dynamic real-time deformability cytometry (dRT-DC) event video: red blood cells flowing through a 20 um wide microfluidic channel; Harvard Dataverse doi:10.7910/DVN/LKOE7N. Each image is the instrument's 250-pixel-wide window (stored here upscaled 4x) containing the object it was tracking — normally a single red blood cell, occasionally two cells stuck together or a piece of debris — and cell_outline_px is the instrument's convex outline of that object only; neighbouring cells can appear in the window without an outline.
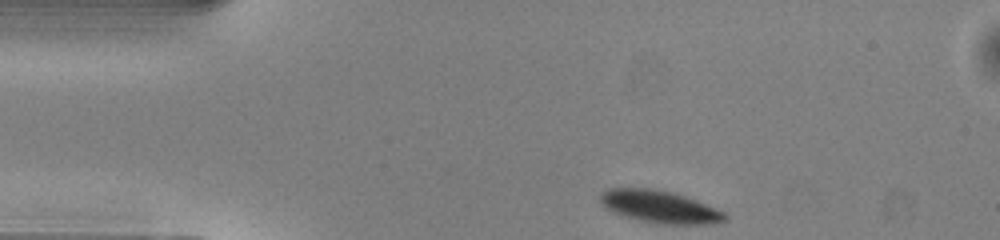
{"species": "common noctule bat (a hibernating species)", "species_latin": "Nyctalus noctula", "temperature_condition": "warm", "stored_images_in_passage": 43, "camera_frame_rate_fps": 3000, "um_per_image_px": 0.085, "animal": {"sex": "male", "body_mass_g": 13.0, "forearm_length_mm": 53.1}, "frame": {"image": 1, "passage_image": 1, "time_ms": 0.0, "image_size_px": [1000, 240], "cell_outline_px": [[728, 216], [724, 220], [708, 224], [664, 224], [640, 220], [624, 216], [612, 212], [600, 200], [600, 196], [608, 188], [648, 188], [672, 192], [696, 200], [724, 212]], "centroid_in_image_um": [56.07, 17.57], "position_along_channel_um": 28.9, "area_um2": 23.06}}
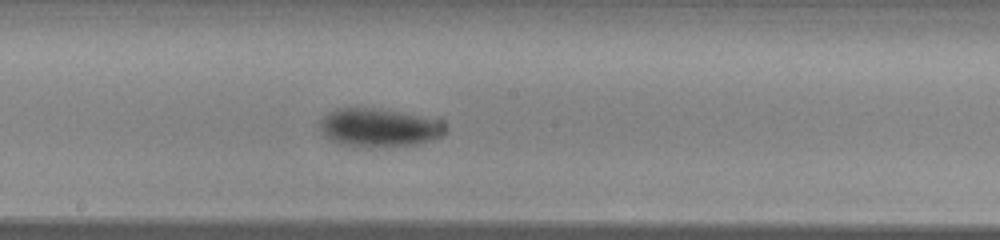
{"frame": {"image": 2, "passage_image": 19, "time_ms": 6.0, "image_size_px": [1000, 240], "cell_outline_px": [[448, 128], [444, 136], [436, 140], [420, 144], [368, 148], [364, 148], [340, 144], [332, 140], [320, 128], [320, 120], [324, 116], [336, 108], [372, 108], [396, 112], [416, 116], [432, 120]], "centroid_in_image_um": [32.21, 10.89], "position_along_channel_um": 216.0, "area_um2": 27.74}}
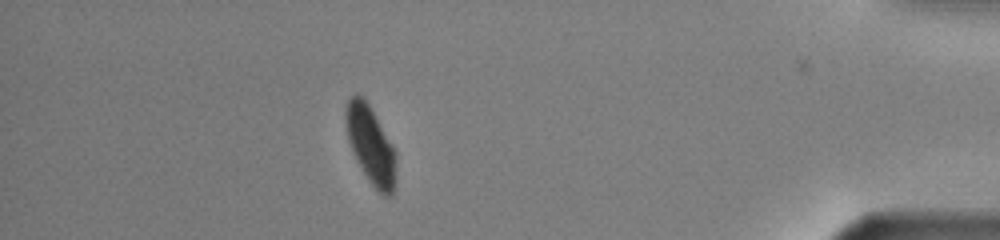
{"frame": {"image": 3, "passage_image": 37, "time_ms": 12.0, "image_size_px": [1000, 240], "cell_outline_px": [[396, 180], [392, 196], [384, 196], [368, 180], [356, 160], [348, 140], [344, 120], [344, 108], [348, 96], [356, 92], [364, 96], [372, 108], [396, 152]], "centroid_in_image_um": [31.48, 12.25], "position_along_channel_um": 403.7, "area_um2": 23.41}, "authors_computed_cell_mechanics": {"area_um2": 25.3742, "velocity_mm_per_s": 3.9953, "shape_relaxation_time_tau1_ms": 1.8115, "shape_relaxation_time_tau2_ms": null, "deformation_change_tau1": 0.092, "deformation_change_tau2": null}}